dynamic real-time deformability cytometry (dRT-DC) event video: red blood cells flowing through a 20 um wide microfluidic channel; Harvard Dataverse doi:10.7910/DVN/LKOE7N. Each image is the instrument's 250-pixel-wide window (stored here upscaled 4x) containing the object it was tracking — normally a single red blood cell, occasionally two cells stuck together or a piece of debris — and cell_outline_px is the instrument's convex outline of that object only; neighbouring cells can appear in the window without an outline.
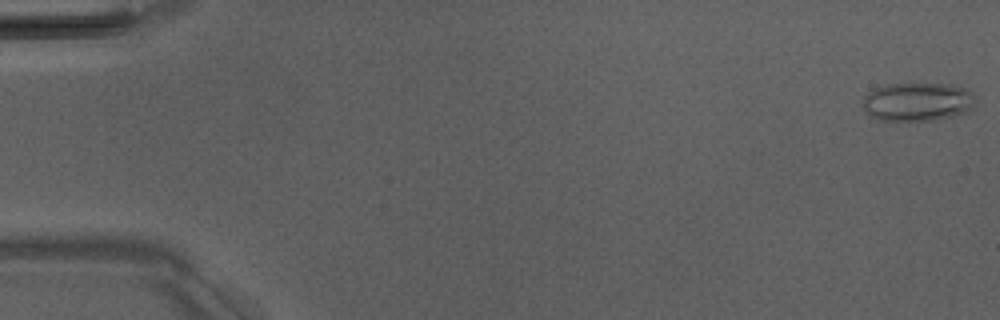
{"species": "Egyptian fruit bat (a non-hibernating species)", "species_latin": "Rousettus aegyptiacus", "temperature_condition": "room temperature", "stored_images_in_passage": 6, "camera_frame_rate_fps": 3000, "um_per_image_px": 0.085, "animal": {"sex": "male"}, "frame": {"image": 1, "passage_image": 1, "time_ms": 0.0, "image_size_px": [1000, 320], "cell_outline_px": [[976, 100], [972, 108], [968, 112], [936, 120], [880, 120], [864, 112], [864, 96], [876, 88], [888, 84], [948, 84], [964, 88], [972, 92]], "centroid_in_image_um": [78.02, 8.66], "position_along_channel_um": 7.0, "area_um2": 25.2}}
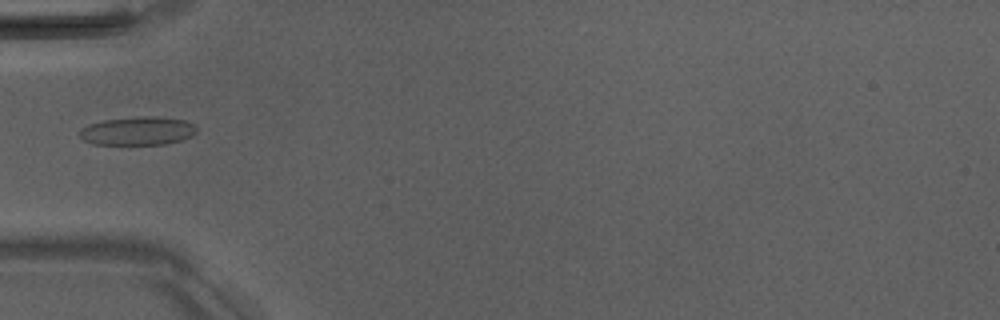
{"frame": {"image": 2, "passage_image": 5, "time_ms": 5.667, "image_size_px": [1000, 320], "cell_outline_px": [[196, 132], [192, 136], [180, 140], [164, 144], [92, 144], [84, 140], [80, 136], [80, 128], [88, 124], [104, 120], [140, 116], [152, 116], [184, 120], [196, 124]], "centroid_in_image_um": [11.71, 11.12], "position_along_channel_um": 73.3, "area_um2": 19.36}}